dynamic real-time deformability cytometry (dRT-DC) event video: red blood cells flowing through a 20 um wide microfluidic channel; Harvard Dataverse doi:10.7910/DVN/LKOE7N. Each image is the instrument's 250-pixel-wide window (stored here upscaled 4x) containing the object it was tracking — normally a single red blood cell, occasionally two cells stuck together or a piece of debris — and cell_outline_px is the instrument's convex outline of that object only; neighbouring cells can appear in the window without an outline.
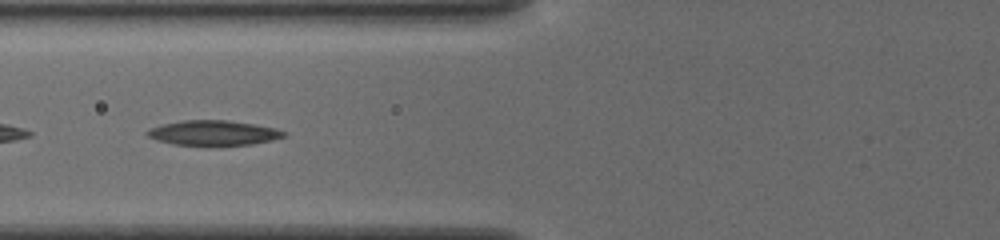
{"species": "common noctule bat (a hibernating species)", "species_latin": "Nyctalus noctula", "temperature_condition": "cold", "stored_images_in_passage": 38, "camera_frame_rate_fps": 3000, "um_per_image_px": 0.085, "animal": {"sex": "female", "body_mass_g": 19.5, "forearm_length_mm": 54.1}, "frame": {"image": 1, "passage_image": 7, "time_ms": 2.0, "image_size_px": [1000, 240], "cell_outline_px": [[288, 132], [284, 136], [272, 140], [252, 144], [208, 148], [172, 144], [156, 140], [148, 136], [144, 132], [148, 128], [180, 120], [228, 120], [276, 128]], "centroid_in_image_um": [18.1, 11.33], "position_along_channel_um": 107.7, "area_um2": 20.69}}
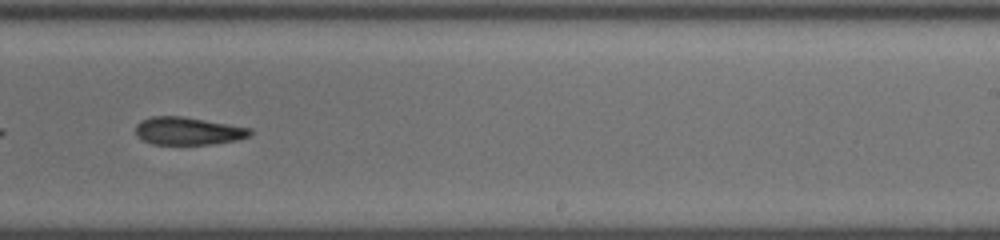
{"frame": {"image": 2, "passage_image": 20, "time_ms": 6.333, "image_size_px": [1000, 240], "cell_outline_px": [[252, 132], [248, 136], [240, 140], [212, 144], [152, 144], [136, 136], [136, 124], [140, 120], [152, 116], [184, 116], [252, 128]], "centroid_in_image_um": [15.99, 11.13], "position_along_channel_um": 273.0, "area_um2": 18.67}}
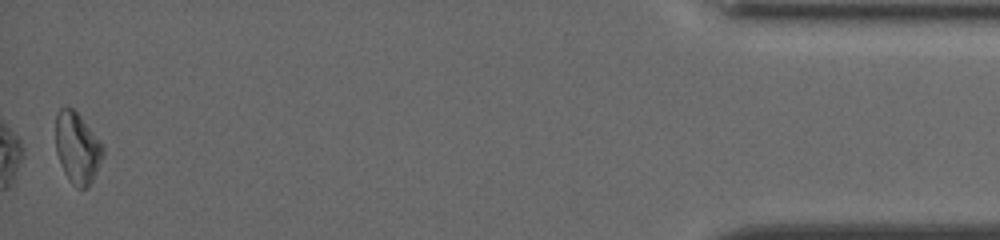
{"frame": {"image": 3, "passage_image": 38, "time_ms": 12.333, "image_size_px": [1000, 240], "cell_outline_px": [[104, 156], [88, 188], [76, 188], [68, 180], [60, 164], [56, 152], [56, 112], [60, 108], [72, 108], [80, 116], [100, 140], [104, 148]], "centroid_in_image_um": [6.57, 12.6], "position_along_channel_um": 428.6, "area_um2": 19.65}, "authors_computed_cell_mechanics": {"area_um2": 19.2763, "velocity_mm_per_s": 3.8227, "shape_relaxation_time_tau1_ms": null, "shape_relaxation_time_tau2_ms": 7.2435, "deformation_change_tau1": null, "deformation_change_tau2": 0.1738}}